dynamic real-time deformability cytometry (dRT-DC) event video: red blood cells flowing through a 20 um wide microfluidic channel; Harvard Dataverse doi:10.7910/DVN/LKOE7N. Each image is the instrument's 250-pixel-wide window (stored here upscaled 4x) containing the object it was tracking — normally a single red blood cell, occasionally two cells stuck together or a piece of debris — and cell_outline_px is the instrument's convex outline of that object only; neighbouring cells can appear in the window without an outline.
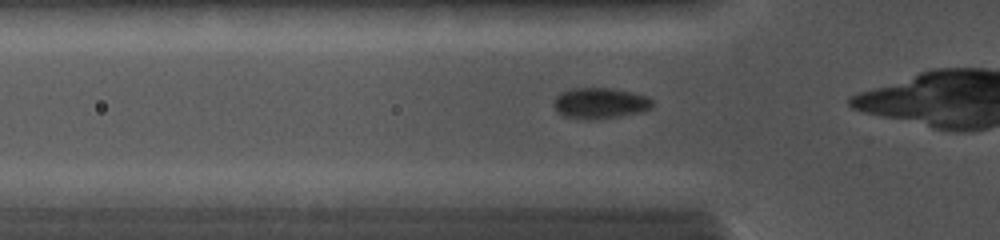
{"species": "common noctule bat (a hibernating species)", "species_latin": "Nyctalus noctula", "temperature_condition": "cold", "stored_images_in_passage": 26, "camera_frame_rate_fps": 5000, "um_per_image_px": 0.085, "animal": {"sex": "female", "body_mass_g": 19.0, "forearm_length_mm": 56.7}, "frame": {"image": 1, "passage_image": 3, "time_ms": 0.6, "image_size_px": [1000, 240], "cell_outline_px": [[652, 108], [640, 112], [616, 116], [588, 120], [564, 116], [552, 104], [552, 100], [560, 92], [572, 88], [612, 88], [632, 92], [648, 96], [652, 100]], "centroid_in_image_um": [50.98, 8.75], "position_along_channel_um": 74.8, "area_um2": 17.69}}
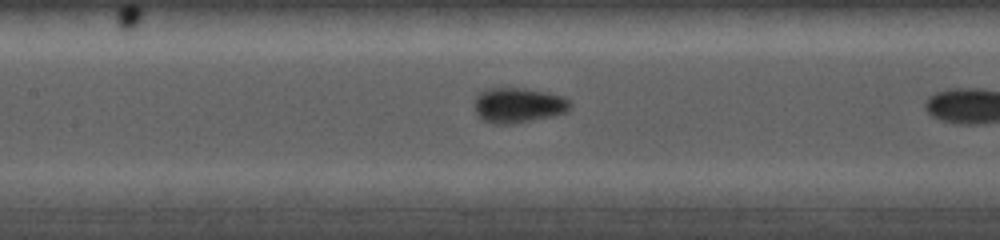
{"frame": {"image": 2, "passage_image": 10, "time_ms": 2.6, "image_size_px": [1000, 240], "cell_outline_px": [[572, 104], [568, 112], [552, 116], [512, 124], [492, 124], [480, 120], [476, 116], [476, 96], [484, 88], [524, 88], [548, 92], [564, 96]], "centroid_in_image_um": [44.05, 8.95], "position_along_channel_um": 163.3, "area_um2": 19.88}}
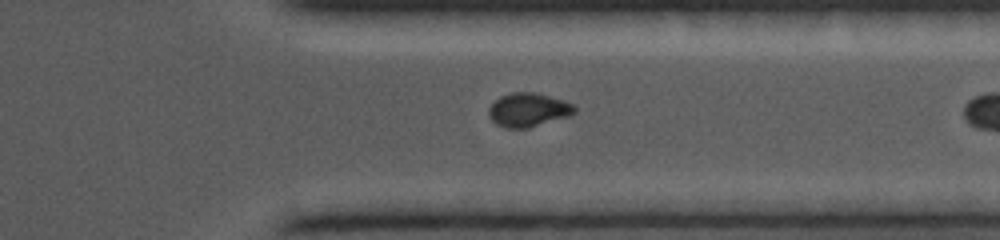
{"frame": {"image": 3, "passage_image": 22, "time_ms": 7.2, "image_size_px": [1000, 240], "cell_outline_px": [[576, 112], [568, 116], [528, 128], [508, 128], [496, 124], [488, 116], [488, 108], [500, 96], [512, 92], [532, 92], [564, 100], [572, 104], [576, 108]], "centroid_in_image_um": [44.88, 9.34], "position_along_channel_um": 366.5, "area_um2": 16.76}}